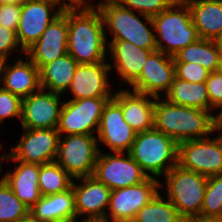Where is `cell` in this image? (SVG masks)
I'll return each instance as SVG.
<instances>
[{"mask_svg": "<svg viewBox=\"0 0 222 222\" xmlns=\"http://www.w3.org/2000/svg\"><path fill=\"white\" fill-rule=\"evenodd\" d=\"M68 12L55 18L41 37L26 51L25 55L40 69L67 54Z\"/></svg>", "mask_w": 222, "mask_h": 222, "instance_id": "20", "label": "cell"}, {"mask_svg": "<svg viewBox=\"0 0 222 222\" xmlns=\"http://www.w3.org/2000/svg\"><path fill=\"white\" fill-rule=\"evenodd\" d=\"M22 4L19 3H0V26L16 31Z\"/></svg>", "mask_w": 222, "mask_h": 222, "instance_id": "38", "label": "cell"}, {"mask_svg": "<svg viewBox=\"0 0 222 222\" xmlns=\"http://www.w3.org/2000/svg\"><path fill=\"white\" fill-rule=\"evenodd\" d=\"M164 98L173 104L212 112L205 82H188L175 76Z\"/></svg>", "mask_w": 222, "mask_h": 222, "instance_id": "28", "label": "cell"}, {"mask_svg": "<svg viewBox=\"0 0 222 222\" xmlns=\"http://www.w3.org/2000/svg\"><path fill=\"white\" fill-rule=\"evenodd\" d=\"M106 40H125L148 50H157L152 17L123 7L119 2L98 1ZM111 36V37H108Z\"/></svg>", "mask_w": 222, "mask_h": 222, "instance_id": "3", "label": "cell"}, {"mask_svg": "<svg viewBox=\"0 0 222 222\" xmlns=\"http://www.w3.org/2000/svg\"><path fill=\"white\" fill-rule=\"evenodd\" d=\"M187 4L199 37L217 40L222 35V0H191Z\"/></svg>", "mask_w": 222, "mask_h": 222, "instance_id": "25", "label": "cell"}, {"mask_svg": "<svg viewBox=\"0 0 222 222\" xmlns=\"http://www.w3.org/2000/svg\"><path fill=\"white\" fill-rule=\"evenodd\" d=\"M115 89L113 98L121 105L125 121L136 133L154 128L155 97L129 88Z\"/></svg>", "mask_w": 222, "mask_h": 222, "instance_id": "22", "label": "cell"}, {"mask_svg": "<svg viewBox=\"0 0 222 222\" xmlns=\"http://www.w3.org/2000/svg\"><path fill=\"white\" fill-rule=\"evenodd\" d=\"M175 76L173 57L155 50L148 55L139 77L128 88L146 95L164 97Z\"/></svg>", "mask_w": 222, "mask_h": 222, "instance_id": "16", "label": "cell"}, {"mask_svg": "<svg viewBox=\"0 0 222 222\" xmlns=\"http://www.w3.org/2000/svg\"><path fill=\"white\" fill-rule=\"evenodd\" d=\"M174 64L176 77L188 82H205L210 74V71L197 63L174 62Z\"/></svg>", "mask_w": 222, "mask_h": 222, "instance_id": "37", "label": "cell"}, {"mask_svg": "<svg viewBox=\"0 0 222 222\" xmlns=\"http://www.w3.org/2000/svg\"><path fill=\"white\" fill-rule=\"evenodd\" d=\"M136 134L125 121L121 105L112 97L103 108L96 133L100 151L104 145L107 152H129Z\"/></svg>", "mask_w": 222, "mask_h": 222, "instance_id": "13", "label": "cell"}, {"mask_svg": "<svg viewBox=\"0 0 222 222\" xmlns=\"http://www.w3.org/2000/svg\"><path fill=\"white\" fill-rule=\"evenodd\" d=\"M173 3H187L191 0H171Z\"/></svg>", "mask_w": 222, "mask_h": 222, "instance_id": "47", "label": "cell"}, {"mask_svg": "<svg viewBox=\"0 0 222 222\" xmlns=\"http://www.w3.org/2000/svg\"><path fill=\"white\" fill-rule=\"evenodd\" d=\"M180 222H220V220L216 218H209L202 216H191V217L181 218Z\"/></svg>", "mask_w": 222, "mask_h": 222, "instance_id": "40", "label": "cell"}, {"mask_svg": "<svg viewBox=\"0 0 222 222\" xmlns=\"http://www.w3.org/2000/svg\"><path fill=\"white\" fill-rule=\"evenodd\" d=\"M111 190L134 186L148 176L128 152H106L101 150L93 175Z\"/></svg>", "mask_w": 222, "mask_h": 222, "instance_id": "10", "label": "cell"}, {"mask_svg": "<svg viewBox=\"0 0 222 222\" xmlns=\"http://www.w3.org/2000/svg\"><path fill=\"white\" fill-rule=\"evenodd\" d=\"M60 14L54 0L24 1L16 30L21 48L26 51L32 46Z\"/></svg>", "mask_w": 222, "mask_h": 222, "instance_id": "17", "label": "cell"}, {"mask_svg": "<svg viewBox=\"0 0 222 222\" xmlns=\"http://www.w3.org/2000/svg\"><path fill=\"white\" fill-rule=\"evenodd\" d=\"M207 181L208 177L175 165L160 180V192L175 206L181 218L200 216Z\"/></svg>", "mask_w": 222, "mask_h": 222, "instance_id": "6", "label": "cell"}, {"mask_svg": "<svg viewBox=\"0 0 222 222\" xmlns=\"http://www.w3.org/2000/svg\"><path fill=\"white\" fill-rule=\"evenodd\" d=\"M217 129H222V112H220L217 117Z\"/></svg>", "mask_w": 222, "mask_h": 222, "instance_id": "44", "label": "cell"}, {"mask_svg": "<svg viewBox=\"0 0 222 222\" xmlns=\"http://www.w3.org/2000/svg\"><path fill=\"white\" fill-rule=\"evenodd\" d=\"M174 62L197 63L210 72L222 69V52L217 40L199 38L181 49Z\"/></svg>", "mask_w": 222, "mask_h": 222, "instance_id": "27", "label": "cell"}, {"mask_svg": "<svg viewBox=\"0 0 222 222\" xmlns=\"http://www.w3.org/2000/svg\"><path fill=\"white\" fill-rule=\"evenodd\" d=\"M128 153L148 177L161 180L177 165L178 143L152 128L136 134Z\"/></svg>", "mask_w": 222, "mask_h": 222, "instance_id": "4", "label": "cell"}, {"mask_svg": "<svg viewBox=\"0 0 222 222\" xmlns=\"http://www.w3.org/2000/svg\"><path fill=\"white\" fill-rule=\"evenodd\" d=\"M108 61L78 64L71 85L66 91L67 100L92 97H113L114 87ZM110 77V78H109ZM113 87V88H112Z\"/></svg>", "mask_w": 222, "mask_h": 222, "instance_id": "15", "label": "cell"}, {"mask_svg": "<svg viewBox=\"0 0 222 222\" xmlns=\"http://www.w3.org/2000/svg\"><path fill=\"white\" fill-rule=\"evenodd\" d=\"M7 59L0 55V86L2 84L3 67Z\"/></svg>", "mask_w": 222, "mask_h": 222, "instance_id": "43", "label": "cell"}, {"mask_svg": "<svg viewBox=\"0 0 222 222\" xmlns=\"http://www.w3.org/2000/svg\"><path fill=\"white\" fill-rule=\"evenodd\" d=\"M29 212L41 222H76L72 187L64 192L41 196Z\"/></svg>", "mask_w": 222, "mask_h": 222, "instance_id": "24", "label": "cell"}, {"mask_svg": "<svg viewBox=\"0 0 222 222\" xmlns=\"http://www.w3.org/2000/svg\"><path fill=\"white\" fill-rule=\"evenodd\" d=\"M205 84L212 113L218 117L222 112V69L210 72Z\"/></svg>", "mask_w": 222, "mask_h": 222, "instance_id": "36", "label": "cell"}, {"mask_svg": "<svg viewBox=\"0 0 222 222\" xmlns=\"http://www.w3.org/2000/svg\"><path fill=\"white\" fill-rule=\"evenodd\" d=\"M64 96L40 88L22 99L20 128L57 129Z\"/></svg>", "mask_w": 222, "mask_h": 222, "instance_id": "14", "label": "cell"}, {"mask_svg": "<svg viewBox=\"0 0 222 222\" xmlns=\"http://www.w3.org/2000/svg\"><path fill=\"white\" fill-rule=\"evenodd\" d=\"M107 43L111 72L115 70L120 78L116 87L127 88L139 77L148 55L155 50L139 48L125 40H107Z\"/></svg>", "mask_w": 222, "mask_h": 222, "instance_id": "19", "label": "cell"}, {"mask_svg": "<svg viewBox=\"0 0 222 222\" xmlns=\"http://www.w3.org/2000/svg\"><path fill=\"white\" fill-rule=\"evenodd\" d=\"M98 1L118 2L119 0H98Z\"/></svg>", "mask_w": 222, "mask_h": 222, "instance_id": "49", "label": "cell"}, {"mask_svg": "<svg viewBox=\"0 0 222 222\" xmlns=\"http://www.w3.org/2000/svg\"><path fill=\"white\" fill-rule=\"evenodd\" d=\"M14 146L7 152L18 161L45 164L56 160L59 144L57 129H24Z\"/></svg>", "mask_w": 222, "mask_h": 222, "instance_id": "12", "label": "cell"}, {"mask_svg": "<svg viewBox=\"0 0 222 222\" xmlns=\"http://www.w3.org/2000/svg\"><path fill=\"white\" fill-rule=\"evenodd\" d=\"M219 131V133L222 135V129H217Z\"/></svg>", "mask_w": 222, "mask_h": 222, "instance_id": "50", "label": "cell"}, {"mask_svg": "<svg viewBox=\"0 0 222 222\" xmlns=\"http://www.w3.org/2000/svg\"><path fill=\"white\" fill-rule=\"evenodd\" d=\"M217 42H218L219 48L221 49V52H222V35L217 39Z\"/></svg>", "mask_w": 222, "mask_h": 222, "instance_id": "48", "label": "cell"}, {"mask_svg": "<svg viewBox=\"0 0 222 222\" xmlns=\"http://www.w3.org/2000/svg\"><path fill=\"white\" fill-rule=\"evenodd\" d=\"M200 216L222 220V174L208 177Z\"/></svg>", "mask_w": 222, "mask_h": 222, "instance_id": "32", "label": "cell"}, {"mask_svg": "<svg viewBox=\"0 0 222 222\" xmlns=\"http://www.w3.org/2000/svg\"><path fill=\"white\" fill-rule=\"evenodd\" d=\"M54 0L61 13L88 12L97 8L96 0Z\"/></svg>", "mask_w": 222, "mask_h": 222, "instance_id": "39", "label": "cell"}, {"mask_svg": "<svg viewBox=\"0 0 222 222\" xmlns=\"http://www.w3.org/2000/svg\"><path fill=\"white\" fill-rule=\"evenodd\" d=\"M26 0H0V3H19L22 4Z\"/></svg>", "mask_w": 222, "mask_h": 222, "instance_id": "45", "label": "cell"}, {"mask_svg": "<svg viewBox=\"0 0 222 222\" xmlns=\"http://www.w3.org/2000/svg\"><path fill=\"white\" fill-rule=\"evenodd\" d=\"M76 222H109L105 219H93V220H77Z\"/></svg>", "mask_w": 222, "mask_h": 222, "instance_id": "46", "label": "cell"}, {"mask_svg": "<svg viewBox=\"0 0 222 222\" xmlns=\"http://www.w3.org/2000/svg\"><path fill=\"white\" fill-rule=\"evenodd\" d=\"M0 55L7 60L16 59L25 55V51L18 42L16 31L3 26H0Z\"/></svg>", "mask_w": 222, "mask_h": 222, "instance_id": "35", "label": "cell"}, {"mask_svg": "<svg viewBox=\"0 0 222 222\" xmlns=\"http://www.w3.org/2000/svg\"><path fill=\"white\" fill-rule=\"evenodd\" d=\"M68 48L78 64L108 61L104 22L96 8L88 12H68Z\"/></svg>", "mask_w": 222, "mask_h": 222, "instance_id": "2", "label": "cell"}, {"mask_svg": "<svg viewBox=\"0 0 222 222\" xmlns=\"http://www.w3.org/2000/svg\"><path fill=\"white\" fill-rule=\"evenodd\" d=\"M77 66V61L68 53L53 62L44 64L39 69L40 87L65 96Z\"/></svg>", "mask_w": 222, "mask_h": 222, "instance_id": "26", "label": "cell"}, {"mask_svg": "<svg viewBox=\"0 0 222 222\" xmlns=\"http://www.w3.org/2000/svg\"><path fill=\"white\" fill-rule=\"evenodd\" d=\"M28 213L29 208L16 197L0 176V222H19Z\"/></svg>", "mask_w": 222, "mask_h": 222, "instance_id": "31", "label": "cell"}, {"mask_svg": "<svg viewBox=\"0 0 222 222\" xmlns=\"http://www.w3.org/2000/svg\"><path fill=\"white\" fill-rule=\"evenodd\" d=\"M1 86L21 99L26 98L41 88L39 68L26 55L6 60Z\"/></svg>", "mask_w": 222, "mask_h": 222, "instance_id": "23", "label": "cell"}, {"mask_svg": "<svg viewBox=\"0 0 222 222\" xmlns=\"http://www.w3.org/2000/svg\"><path fill=\"white\" fill-rule=\"evenodd\" d=\"M99 154L96 135H65L59 137L55 162L76 179L93 175Z\"/></svg>", "mask_w": 222, "mask_h": 222, "instance_id": "7", "label": "cell"}, {"mask_svg": "<svg viewBox=\"0 0 222 222\" xmlns=\"http://www.w3.org/2000/svg\"><path fill=\"white\" fill-rule=\"evenodd\" d=\"M65 100L61 109L57 131L65 135H96L102 111L112 97H92Z\"/></svg>", "mask_w": 222, "mask_h": 222, "instance_id": "9", "label": "cell"}, {"mask_svg": "<svg viewBox=\"0 0 222 222\" xmlns=\"http://www.w3.org/2000/svg\"><path fill=\"white\" fill-rule=\"evenodd\" d=\"M152 20L157 50L169 56L174 57L200 38L187 3H172Z\"/></svg>", "mask_w": 222, "mask_h": 222, "instance_id": "5", "label": "cell"}, {"mask_svg": "<svg viewBox=\"0 0 222 222\" xmlns=\"http://www.w3.org/2000/svg\"><path fill=\"white\" fill-rule=\"evenodd\" d=\"M73 181L55 161L40 165L38 184L42 196L64 192L72 187Z\"/></svg>", "mask_w": 222, "mask_h": 222, "instance_id": "29", "label": "cell"}, {"mask_svg": "<svg viewBox=\"0 0 222 222\" xmlns=\"http://www.w3.org/2000/svg\"><path fill=\"white\" fill-rule=\"evenodd\" d=\"M6 162L13 163L14 167L3 172L5 166H2L0 176L10 186L16 197L31 209L42 196L38 184L40 165L15 160L8 152L4 164Z\"/></svg>", "mask_w": 222, "mask_h": 222, "instance_id": "21", "label": "cell"}, {"mask_svg": "<svg viewBox=\"0 0 222 222\" xmlns=\"http://www.w3.org/2000/svg\"><path fill=\"white\" fill-rule=\"evenodd\" d=\"M154 128L177 143L210 137L217 130V117L200 108L173 104L155 97Z\"/></svg>", "mask_w": 222, "mask_h": 222, "instance_id": "1", "label": "cell"}, {"mask_svg": "<svg viewBox=\"0 0 222 222\" xmlns=\"http://www.w3.org/2000/svg\"><path fill=\"white\" fill-rule=\"evenodd\" d=\"M118 2L125 8L149 17L160 14L173 3L171 0H119Z\"/></svg>", "mask_w": 222, "mask_h": 222, "instance_id": "34", "label": "cell"}, {"mask_svg": "<svg viewBox=\"0 0 222 222\" xmlns=\"http://www.w3.org/2000/svg\"><path fill=\"white\" fill-rule=\"evenodd\" d=\"M160 192V180L148 177L140 184L111 190L105 220L132 222L138 211Z\"/></svg>", "mask_w": 222, "mask_h": 222, "instance_id": "11", "label": "cell"}, {"mask_svg": "<svg viewBox=\"0 0 222 222\" xmlns=\"http://www.w3.org/2000/svg\"><path fill=\"white\" fill-rule=\"evenodd\" d=\"M1 127V126H0ZM0 135H1V133H0ZM1 137V136H0ZM5 145H3V141L1 142L0 141V169H1V167L3 166L2 164L4 163V160H5V157H6V155H7V152H6V149H5V151H4V147ZM3 152H4V154H3ZM2 153V154H1Z\"/></svg>", "mask_w": 222, "mask_h": 222, "instance_id": "41", "label": "cell"}, {"mask_svg": "<svg viewBox=\"0 0 222 222\" xmlns=\"http://www.w3.org/2000/svg\"><path fill=\"white\" fill-rule=\"evenodd\" d=\"M21 108L22 99L0 86V126L10 119L20 123Z\"/></svg>", "mask_w": 222, "mask_h": 222, "instance_id": "33", "label": "cell"}, {"mask_svg": "<svg viewBox=\"0 0 222 222\" xmlns=\"http://www.w3.org/2000/svg\"><path fill=\"white\" fill-rule=\"evenodd\" d=\"M19 222H41L38 219H36L30 212L23 217Z\"/></svg>", "mask_w": 222, "mask_h": 222, "instance_id": "42", "label": "cell"}, {"mask_svg": "<svg viewBox=\"0 0 222 222\" xmlns=\"http://www.w3.org/2000/svg\"><path fill=\"white\" fill-rule=\"evenodd\" d=\"M72 189L75 195L77 220L105 219L111 189L94 176L76 178Z\"/></svg>", "mask_w": 222, "mask_h": 222, "instance_id": "18", "label": "cell"}, {"mask_svg": "<svg viewBox=\"0 0 222 222\" xmlns=\"http://www.w3.org/2000/svg\"><path fill=\"white\" fill-rule=\"evenodd\" d=\"M177 165L206 177L222 174V135L178 143Z\"/></svg>", "mask_w": 222, "mask_h": 222, "instance_id": "8", "label": "cell"}, {"mask_svg": "<svg viewBox=\"0 0 222 222\" xmlns=\"http://www.w3.org/2000/svg\"><path fill=\"white\" fill-rule=\"evenodd\" d=\"M180 220L175 206L159 192L138 211L132 222H180Z\"/></svg>", "mask_w": 222, "mask_h": 222, "instance_id": "30", "label": "cell"}]
</instances>
